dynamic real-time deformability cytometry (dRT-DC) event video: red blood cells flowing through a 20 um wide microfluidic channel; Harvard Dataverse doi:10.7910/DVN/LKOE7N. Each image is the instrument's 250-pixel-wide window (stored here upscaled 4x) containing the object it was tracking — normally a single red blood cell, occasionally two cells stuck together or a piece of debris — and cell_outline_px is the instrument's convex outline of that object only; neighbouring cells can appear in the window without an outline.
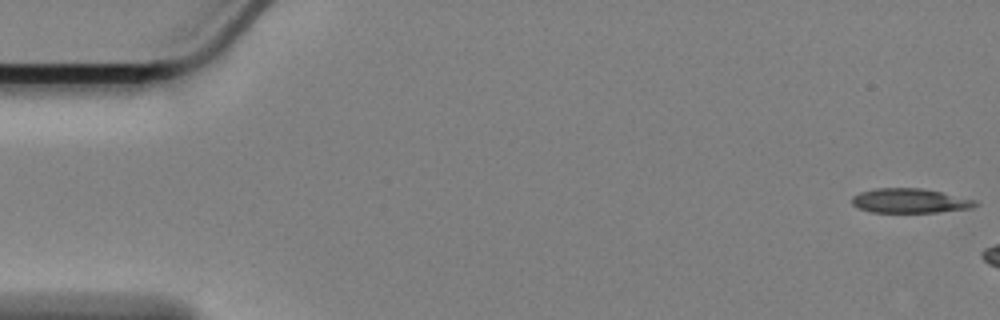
{"species": "Egyptian fruit bat (a non-hibernating species)", "species_latin": "Rousettus aegyptiacus", "temperature_condition": "cold", "stored_images_in_passage": 6, "camera_frame_rate_fps": 3000, "um_per_image_px": 0.085, "animal": {"sex": "female"}, "frame": {"image": 1, "passage_image": 1, "time_ms": 0.0, "image_size_px": [1000, 320], "cell_outline_px": [[980, 204], [972, 208], [936, 212], [872, 212], [856, 208], [852, 204], [852, 196], [860, 192], [876, 188], [924, 188], [976, 200]], "centroid_in_image_um": [77.34, 17.06], "position_along_channel_um": 7.7, "area_um2": 17.69}}